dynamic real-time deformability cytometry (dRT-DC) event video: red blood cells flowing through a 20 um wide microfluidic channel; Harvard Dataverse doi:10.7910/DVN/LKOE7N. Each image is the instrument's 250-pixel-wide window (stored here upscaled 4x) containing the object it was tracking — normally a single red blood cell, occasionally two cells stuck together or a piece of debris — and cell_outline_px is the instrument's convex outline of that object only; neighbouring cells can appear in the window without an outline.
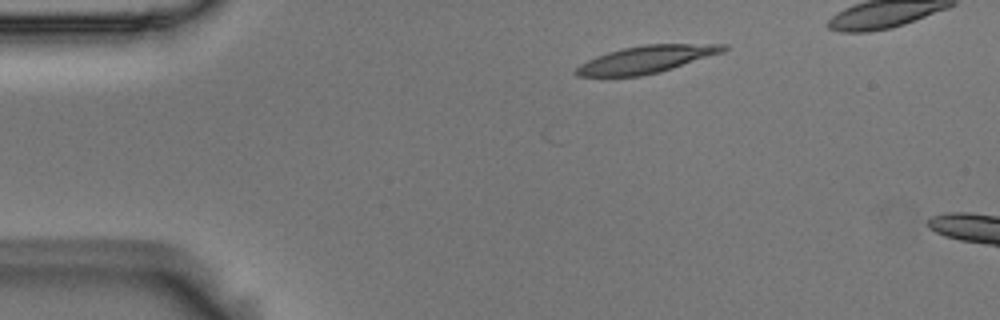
{"species": "Egyptian fruit bat (a non-hibernating species)", "species_latin": "Rousettus aegyptiacus", "temperature_condition": "room temperature", "stored_images_in_passage": 27, "camera_frame_rate_fps": 3000, "um_per_image_px": 0.085, "animal": {"sex": "male"}, "frame": {"image": 1, "passage_image": 1, "time_ms": 0.0, "image_size_px": [1000, 320], "cell_outline_px": [[728, 48], [724, 52], [660, 72], [640, 76], [580, 76], [572, 72], [580, 64], [596, 56], [608, 52], [624, 48], [644, 44], [728, 44]], "centroid_in_image_um": [54.96, 5.04], "position_along_channel_um": 30.0, "area_um2": 23.35}}